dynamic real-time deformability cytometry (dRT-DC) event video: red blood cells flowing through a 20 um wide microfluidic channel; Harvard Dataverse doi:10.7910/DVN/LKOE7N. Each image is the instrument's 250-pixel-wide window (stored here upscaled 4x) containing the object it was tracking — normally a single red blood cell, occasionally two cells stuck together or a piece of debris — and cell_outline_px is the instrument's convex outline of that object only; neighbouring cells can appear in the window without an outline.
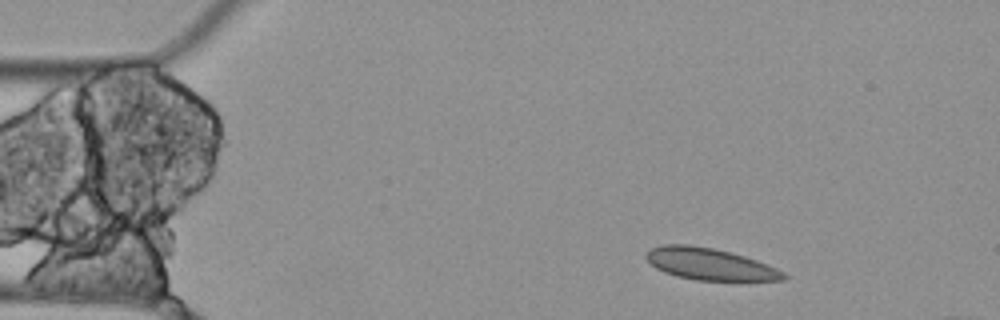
{"species": "Egyptian fruit bat (a non-hibernating species)", "species_latin": "Rousettus aegyptiacus", "temperature_condition": "cold", "stored_images_in_passage": 4, "camera_frame_rate_fps": 3000, "um_per_image_px": 0.085, "animal": {"sex": "female"}, "frame": {"image": 1, "passage_image": 1, "time_ms": 0.0, "image_size_px": [1000, 320], "cell_outline_px": [[788, 276], [784, 280], [748, 284], [696, 280], [676, 276], [664, 272], [656, 268], [644, 256], [652, 248], [664, 244], [688, 244], [712, 248], [744, 256], [756, 260], [776, 268], [784, 272]], "centroid_in_image_um": [60.46, 22.52], "position_along_channel_um": 24.5, "area_um2": 26.41}}